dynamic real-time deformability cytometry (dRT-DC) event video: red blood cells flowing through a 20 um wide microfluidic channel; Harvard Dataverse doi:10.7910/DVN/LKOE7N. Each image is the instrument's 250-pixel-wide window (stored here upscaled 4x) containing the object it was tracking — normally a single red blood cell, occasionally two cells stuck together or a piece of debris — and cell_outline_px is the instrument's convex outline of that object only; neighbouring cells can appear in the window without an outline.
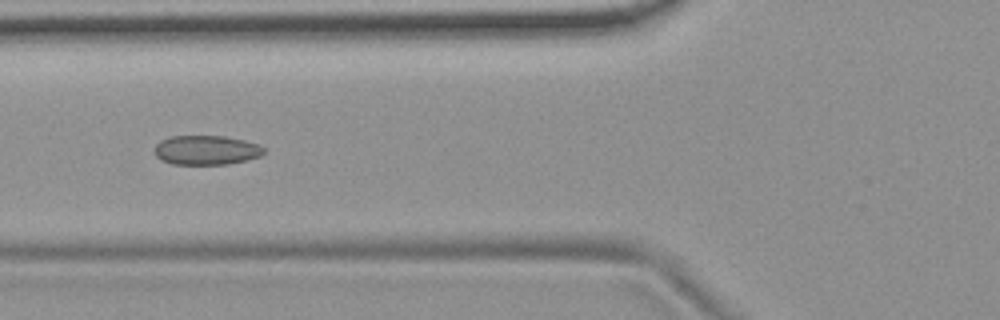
{"species": "common noctule bat (a hibernating species)", "species_latin": "Nyctalus noctula", "temperature_condition": "room temperature", "stored_images_in_passage": 9, "camera_frame_rate_fps": 3000, "um_per_image_px": 0.085, "animal": {"sex": "female", "body_mass_g": 19.9}, "frame": {"image": 1, "passage_image": 6, "time_ms": 5.667, "image_size_px": [1000, 320], "cell_outline_px": [[264, 152], [260, 156], [228, 164], [172, 164], [160, 160], [152, 152], [156, 144], [160, 140], [172, 136], [224, 136], [244, 140], [260, 144], [264, 148]], "centroid_in_image_um": [17.49, 12.75], "position_along_channel_um": 108.3, "area_um2": 18.84}}
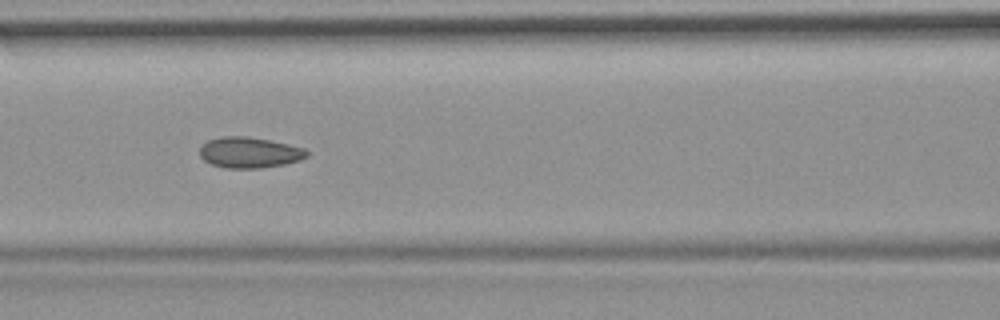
{"frame": {"image": 2, "passage_image": 7, "time_ms": 6.667, "image_size_px": [1000, 320], "cell_outline_px": [[308, 156], [300, 160], [284, 164], [260, 168], [224, 168], [212, 164], [204, 160], [200, 156], [200, 148], [208, 140], [224, 136], [244, 136], [268, 140], [304, 148], [308, 152]], "centroid_in_image_um": [21.19, 12.97], "position_along_channel_um": 145.4, "area_um2": 19.02}}